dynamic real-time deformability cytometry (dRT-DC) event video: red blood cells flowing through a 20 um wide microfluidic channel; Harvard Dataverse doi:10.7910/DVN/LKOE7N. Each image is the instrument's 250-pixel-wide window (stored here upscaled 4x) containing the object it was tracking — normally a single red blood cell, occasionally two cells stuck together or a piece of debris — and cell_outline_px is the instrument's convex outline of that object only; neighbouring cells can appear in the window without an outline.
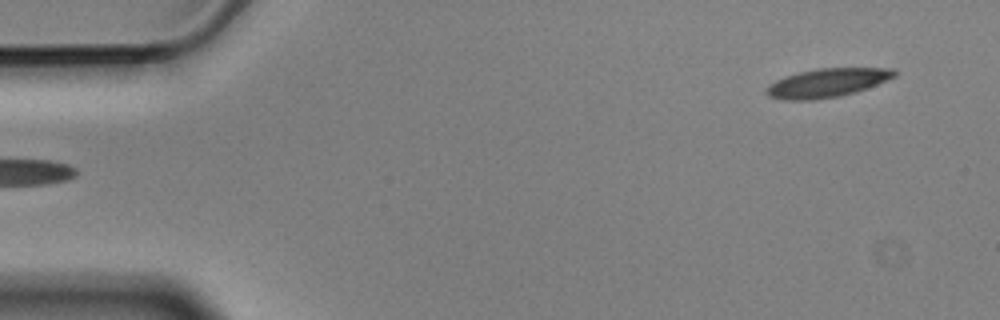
{"species": "Egyptian fruit bat (a non-hibernating species)", "species_latin": "Rousettus aegyptiacus", "temperature_condition": "cold", "stored_images_in_passage": 5, "segment_of_instrument_passage": [2, 2], "camera_frame_rate_fps": 3000, "um_per_image_px": 0.085, "animal": {"sex": "male"}, "frame": {"image": 1, "passage_image": 5, "time_ms": 1.333, "image_size_px": [1000, 320], "cell_outline_px": [[896, 76], [876, 84], [840, 96], [812, 100], [784, 100], [768, 96], [764, 92], [764, 88], [776, 80], [784, 76], [816, 68], [896, 68]], "centroid_in_image_um": [70.25, 7.04], "position_along_channel_um": 14.8, "area_um2": 21.33}}